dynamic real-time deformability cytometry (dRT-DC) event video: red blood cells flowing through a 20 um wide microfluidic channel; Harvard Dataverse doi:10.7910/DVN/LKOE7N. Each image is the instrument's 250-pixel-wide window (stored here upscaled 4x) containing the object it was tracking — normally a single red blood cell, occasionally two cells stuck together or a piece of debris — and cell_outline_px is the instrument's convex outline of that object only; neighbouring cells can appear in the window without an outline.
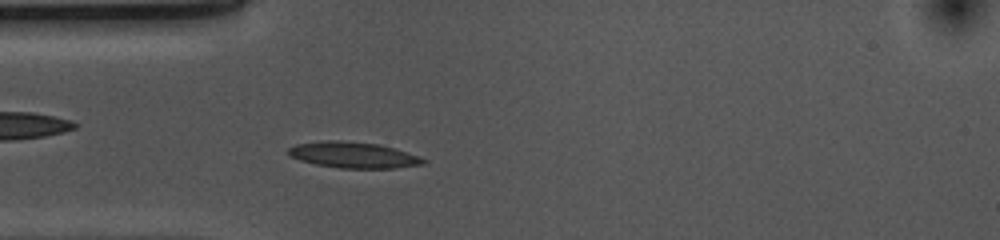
{"species": "common noctule bat (a hibernating species)", "species_latin": "Nyctalus noctula", "temperature_condition": "cold", "stored_images_in_passage": 47, "camera_frame_rate_fps": 3000, "um_per_image_px": 0.085, "animal": {"sex": "female", "body_mass_g": 10.0, "forearm_length_mm": 53.1}, "frame": {"image": 1, "passage_image": 11, "time_ms": 3.333, "image_size_px": [1000, 240], "cell_outline_px": [[428, 160], [424, 164], [396, 168], [340, 168], [316, 164], [300, 160], [288, 156], [288, 148], [296, 144], [328, 140], [340, 140], [380, 144], [420, 156]], "centroid_in_image_um": [30.05, 13.17], "position_along_channel_um": 55.0, "area_um2": 20.52}}
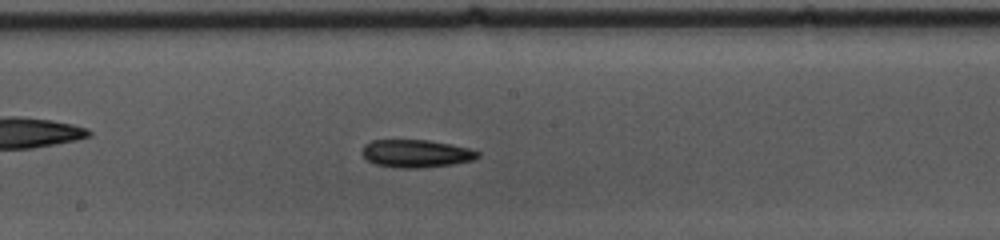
{"frame": {"image": 2, "passage_image": 24, "time_ms": 7.667, "image_size_px": [1000, 240], "cell_outline_px": [[480, 156], [472, 160], [452, 164], [420, 168], [396, 168], [376, 164], [368, 160], [360, 152], [364, 144], [372, 140], [428, 140], [468, 148], [480, 152]], "centroid_in_image_um": [35.33, 13.05], "position_along_channel_um": 212.9, "area_um2": 18.67}}
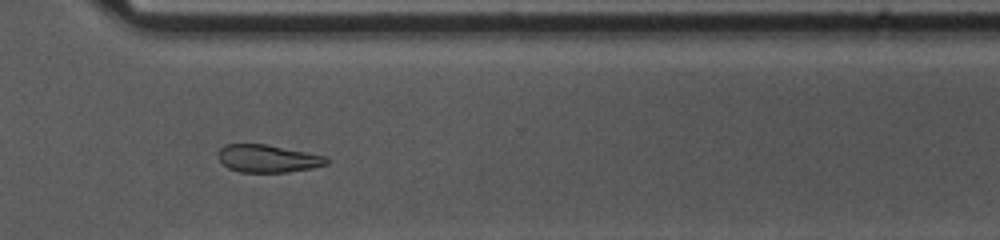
{"frame": {"image": 3, "passage_image": 35, "time_ms": 11.333, "image_size_px": [1000, 240], "cell_outline_px": [[328, 164], [312, 168], [288, 172], [240, 172], [228, 168], [220, 160], [220, 148], [224, 144], [264, 144], [324, 156], [328, 160]], "centroid_in_image_um": [22.75, 13.48], "position_along_channel_um": 347.8, "area_um2": 17.11}, "authors_computed_cell_mechanics": {"area_um2": 18.8428, "velocity_mm_per_s": 3.6852, "shape_relaxation_time_tau1_ms": 6.4019, "shape_relaxation_time_tau2_ms": null, "deformation_change_tau1": 0.1305, "deformation_change_tau2": null}}